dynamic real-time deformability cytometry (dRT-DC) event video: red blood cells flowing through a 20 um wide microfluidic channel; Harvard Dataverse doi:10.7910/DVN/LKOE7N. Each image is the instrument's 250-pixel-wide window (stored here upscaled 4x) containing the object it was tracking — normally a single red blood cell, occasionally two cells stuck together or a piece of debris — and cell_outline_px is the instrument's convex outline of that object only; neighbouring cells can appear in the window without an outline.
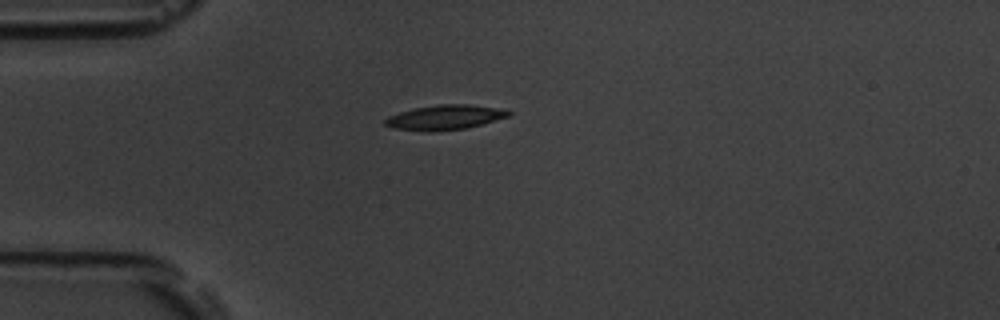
{"species": "common noctule bat (a hibernating species)", "species_latin": "Nyctalus noctula", "temperature_condition": "room temperature", "stored_images_in_passage": 41, "camera_frame_rate_fps": 3000, "um_per_image_px": 0.085, "animal": {"sex": "male", "body_mass_g": 19.5, "forearm_length_mm": 54.6}, "frame": {"image": 1, "passage_image": 1, "time_ms": 0.0, "image_size_px": [1000, 320], "cell_outline_px": [[512, 112], [508, 116], [480, 124], [464, 128], [432, 132], [424, 132], [392, 128], [384, 124], [384, 120], [388, 116], [400, 112], [416, 108], [436, 104], [468, 104], [496, 108]], "centroid_in_image_um": [37.73, 9.98], "position_along_channel_um": 47.3, "area_um2": 17.63}}
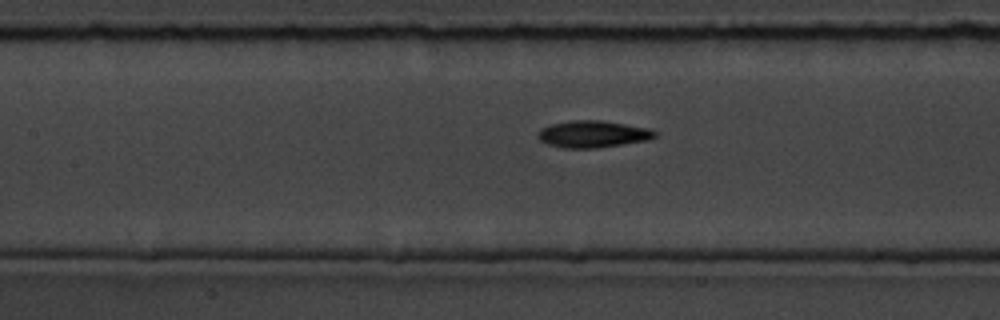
{"frame": {"image": 2, "passage_image": 11, "time_ms": 3.333, "image_size_px": [1000, 320], "cell_outline_px": [[656, 136], [648, 140], [596, 148], [564, 148], [548, 144], [540, 140], [536, 136], [536, 132], [540, 128], [552, 124], [572, 120], [600, 120], [652, 128], [656, 132]], "centroid_in_image_um": [50.38, 11.39], "position_along_channel_um": 157.0, "area_um2": 18.44}}
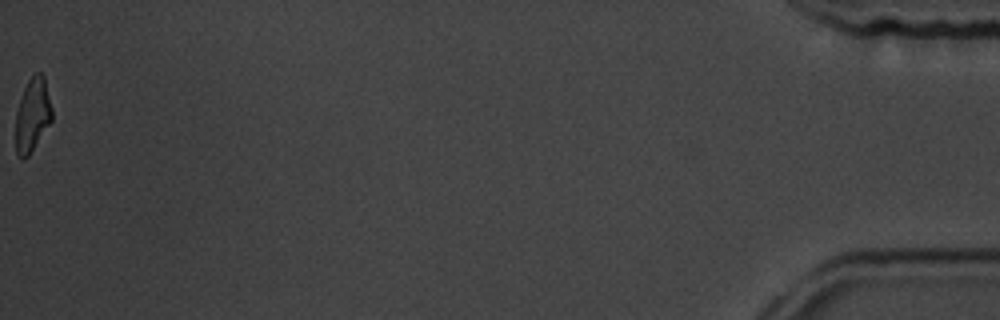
{"frame": {"image": 3, "passage_image": 41, "time_ms": 13.333, "image_size_px": [1000, 320], "cell_outline_px": [[52, 120], [28, 156], [24, 160], [20, 160], [16, 152], [16, 108], [24, 88], [28, 80], [36, 72], [40, 72], [44, 76], [52, 108]], "centroid_in_image_um": [2.75, 9.77], "position_along_channel_um": 432.4, "area_um2": 15.61}, "authors_computed_cell_mechanics": {"area_um2": 17.1088, "velocity_mm_per_s": 3.7852, "shape_relaxation_time_tau1_ms": 2.0001, "shape_relaxation_time_tau2_ms": 3.8975, "deformation_change_tau1": 0.1468, "deformation_change_tau2": 0.1264}}